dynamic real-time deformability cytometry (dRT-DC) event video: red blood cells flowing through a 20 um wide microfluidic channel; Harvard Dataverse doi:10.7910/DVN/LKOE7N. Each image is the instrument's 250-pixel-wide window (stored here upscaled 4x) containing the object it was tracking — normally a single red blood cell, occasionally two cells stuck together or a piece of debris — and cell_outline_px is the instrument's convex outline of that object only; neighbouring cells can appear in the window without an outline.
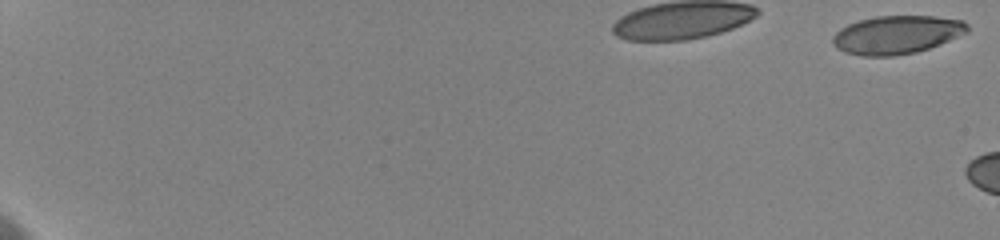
{"species": "human", "species_latin": "Homo sapiens", "temperature_condition": "cold", "stored_images_in_passage": 16, "camera_frame_rate_fps": 3000, "um_per_image_px": 0.085, "donor": {"sex": "female"}, "frame": {"image": 1, "passage_image": 1, "time_ms": 0.0, "image_size_px": [1000, 240], "cell_outline_px": [[968, 32], [928, 48], [916, 52], [892, 56], [864, 56], [848, 52], [836, 48], [832, 44], [832, 36], [840, 28], [848, 24], [860, 20], [876, 16], [936, 16], [964, 20], [968, 24]], "centroid_in_image_um": [76.21, 2.94], "position_along_channel_um": 8.8, "area_um2": 29.94}}